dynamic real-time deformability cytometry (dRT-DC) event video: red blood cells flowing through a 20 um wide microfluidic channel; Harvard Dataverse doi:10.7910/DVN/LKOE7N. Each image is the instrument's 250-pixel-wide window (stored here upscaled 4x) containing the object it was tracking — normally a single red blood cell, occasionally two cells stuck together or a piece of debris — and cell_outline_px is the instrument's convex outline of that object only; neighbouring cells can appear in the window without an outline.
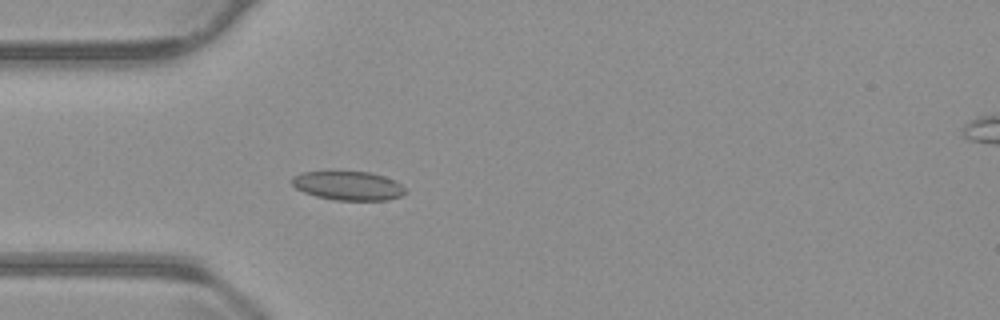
{"species": "common noctule bat (a hibernating species)", "species_latin": "Nyctalus noctula", "temperature_condition": "warm", "stored_images_in_passage": 41, "camera_frame_rate_fps": 3000, "um_per_image_px": 0.085, "animal": {"sex": "male", "body_mass_g": 23.1, "forearm_length_mm": 52.7}, "frame": {"image": 1, "passage_image": 8, "time_ms": 2.333, "image_size_px": [1000, 320], "cell_outline_px": [[408, 192], [400, 196], [388, 200], [336, 200], [316, 196], [304, 192], [296, 188], [292, 184], [292, 176], [304, 172], [372, 172], [396, 180]], "centroid_in_image_um": [29.63, 15.79], "position_along_channel_um": 55.4, "area_um2": 19.07}}
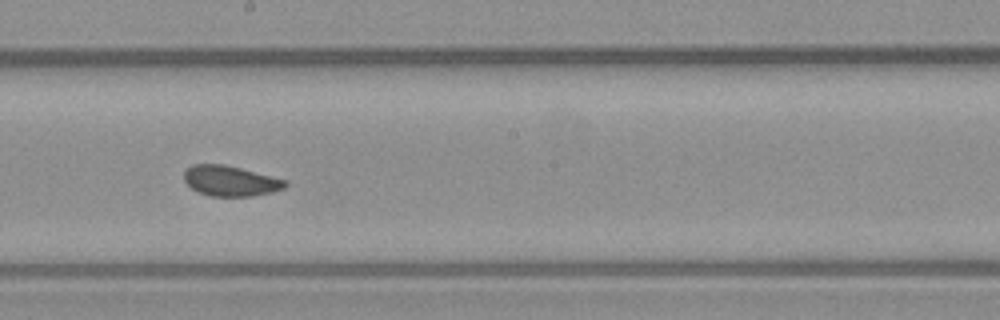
{"frame": {"image": 2, "passage_image": 22, "time_ms": 7.0, "image_size_px": [1000, 320], "cell_outline_px": [[288, 184], [284, 188], [272, 192], [252, 196], [212, 196], [200, 192], [192, 188], [184, 180], [184, 168], [192, 164], [224, 164], [288, 180]], "centroid_in_image_um": [19.59, 15.36], "position_along_channel_um": 228.6, "area_um2": 17.92}}
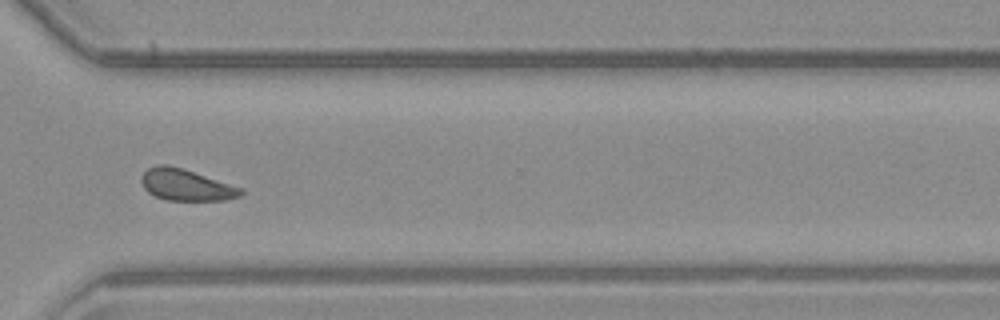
{"frame": {"image": 3, "passage_image": 32, "time_ms": 10.333, "image_size_px": [1000, 320], "cell_outline_px": [[244, 192], [240, 196], [224, 200], [164, 200], [148, 192], [144, 188], [140, 180], [140, 176], [148, 168], [160, 164], [168, 164], [184, 168], [244, 188]], "centroid_in_image_um": [15.82, 15.7], "position_along_channel_um": 354.8, "area_um2": 18.5}, "authors_computed_cell_mechanics": {"area_um2": 18.496, "velocity_mm_per_s": 3.7878, "shape_relaxation_time_tau1_ms": null, "shape_relaxation_time_tau2_ms": 2.1609, "deformation_change_tau1": null, "deformation_change_tau2": 0.0694}}